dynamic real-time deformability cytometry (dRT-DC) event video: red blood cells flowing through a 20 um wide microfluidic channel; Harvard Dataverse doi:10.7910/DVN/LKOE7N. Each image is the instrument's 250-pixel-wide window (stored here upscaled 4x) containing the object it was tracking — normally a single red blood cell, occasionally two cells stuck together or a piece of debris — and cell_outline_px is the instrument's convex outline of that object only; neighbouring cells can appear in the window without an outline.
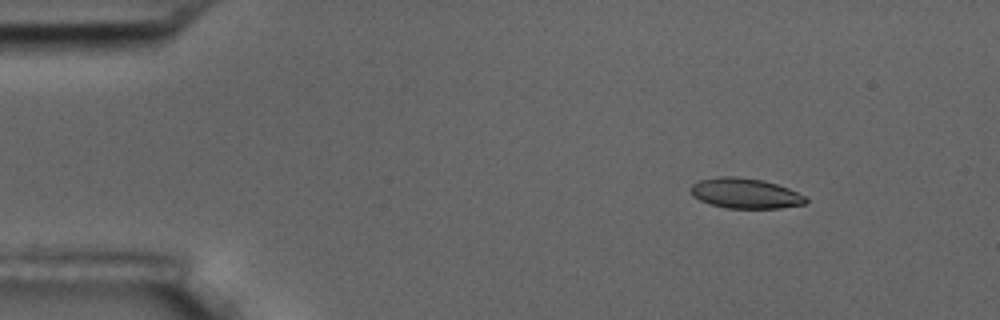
{"species": "common noctule bat (a hibernating species)", "species_latin": "Nyctalus noctula", "temperature_condition": "room temperature", "stored_images_in_passage": 11, "camera_frame_rate_fps": 3000, "um_per_image_px": 0.085, "animal": {"sex": "male", "body_mass_g": 17.5, "forearm_length_mm": 52.3}, "frame": {"image": 1, "passage_image": 2, "time_ms": 2.0, "image_size_px": [1000, 320], "cell_outline_px": [[808, 200], [804, 204], [780, 208], [728, 208], [712, 204], [700, 200], [692, 196], [692, 184], [700, 180], [720, 176], [736, 176], [764, 180], [788, 188], [804, 196]], "centroid_in_image_um": [63.35, 16.42], "position_along_channel_um": 21.7, "area_um2": 20.06}}
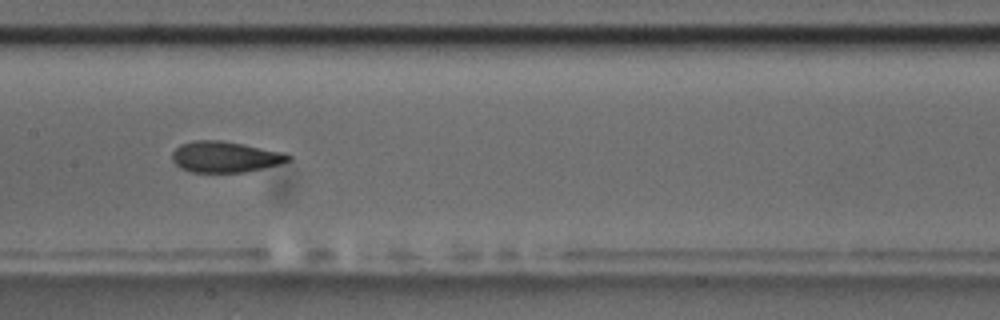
{"frame": {"image": 2, "passage_image": 8, "time_ms": 9.0, "image_size_px": [1000, 320], "cell_outline_px": [[292, 160], [280, 164], [244, 172], [192, 172], [180, 168], [172, 160], [172, 152], [180, 144], [192, 140], [220, 140], [244, 144], [284, 152], [292, 156]], "centroid_in_image_um": [19.14, 13.32], "position_along_channel_um": 188.3, "area_um2": 21.1}}
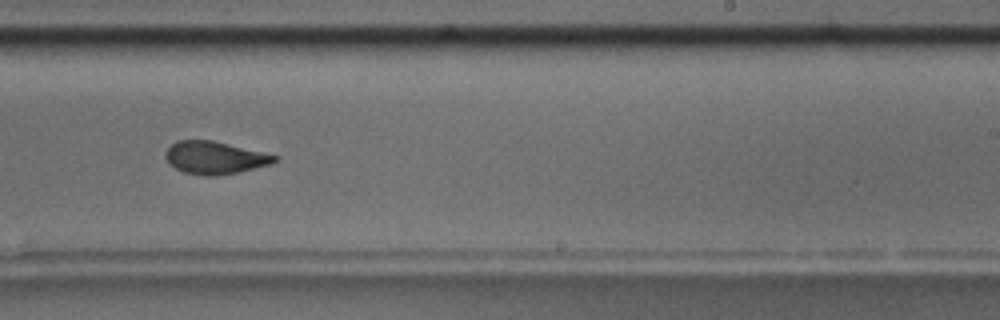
{"frame": {"image": 3, "passage_image": 10, "time_ms": 11.333, "image_size_px": [1000, 320], "cell_outline_px": [[276, 160], [268, 164], [236, 172], [216, 176], [204, 176], [184, 172], [176, 168], [164, 156], [164, 152], [176, 140], [212, 140], [276, 156]], "centroid_in_image_um": [18.17, 13.4], "position_along_channel_um": 270.8, "area_um2": 20.11}}